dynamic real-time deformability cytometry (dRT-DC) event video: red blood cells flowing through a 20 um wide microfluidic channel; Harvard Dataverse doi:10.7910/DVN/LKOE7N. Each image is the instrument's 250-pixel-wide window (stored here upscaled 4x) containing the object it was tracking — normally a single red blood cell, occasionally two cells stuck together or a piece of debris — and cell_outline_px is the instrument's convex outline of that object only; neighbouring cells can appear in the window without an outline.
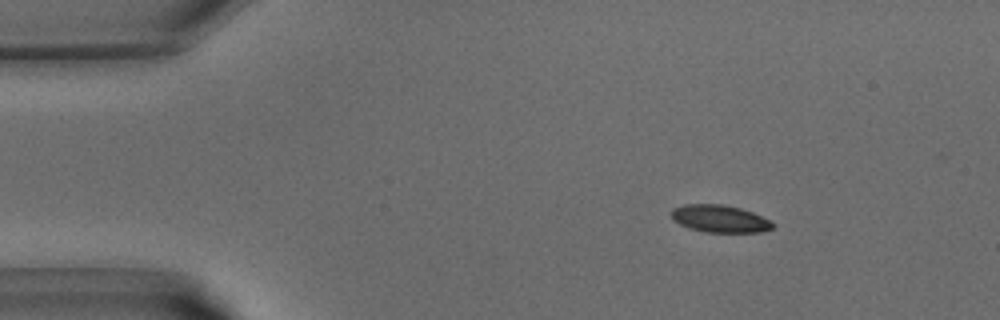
{"species": "common noctule bat (a hibernating species)", "species_latin": "Nyctalus noctula", "temperature_condition": "warm", "stored_images_in_passage": 35, "camera_frame_rate_fps": 3000, "um_per_image_px": 0.085, "animal": {"sex": "male", "body_mass_g": 15.6}, "frame": {"image": 1, "passage_image": 1, "time_ms": 0.0, "image_size_px": [1000, 320], "cell_outline_px": [[776, 224], [772, 228], [760, 232], [704, 232], [688, 228], [672, 220], [668, 212], [672, 208], [684, 204], [724, 204], [740, 208], [752, 212]], "centroid_in_image_um": [61.1, 18.58], "position_along_channel_um": 23.9, "area_um2": 16.36}}
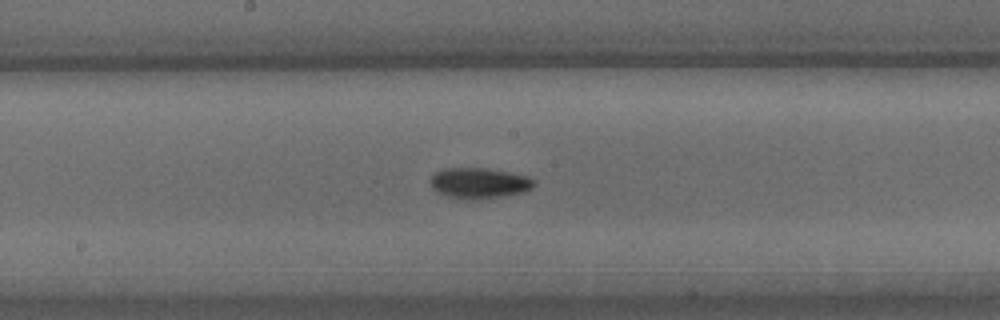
{"frame": {"image": 2, "passage_image": 16, "time_ms": 5.0, "image_size_px": [1000, 320], "cell_outline_px": [[536, 184], [532, 188], [524, 192], [500, 196], [472, 200], [456, 200], [436, 192], [432, 188], [428, 180], [436, 172], [444, 168], [488, 168], [528, 176], [536, 180]], "centroid_in_image_um": [40.69, 15.57], "position_along_channel_um": 207.5, "area_um2": 18.9}}
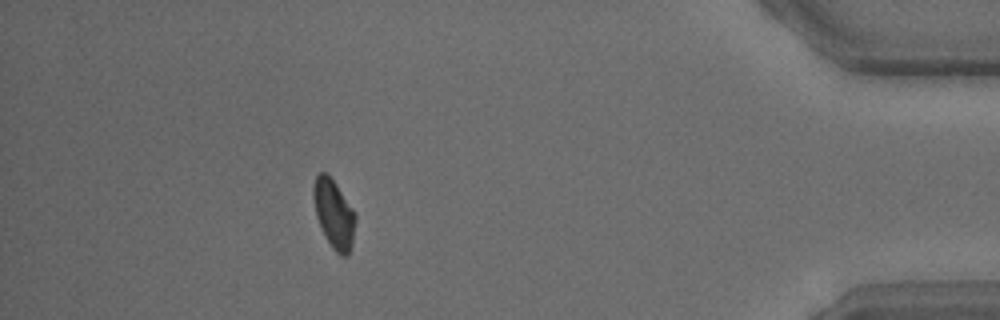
{"frame": {"image": 3, "passage_image": 31, "time_ms": 10.0, "image_size_px": [1000, 320], "cell_outline_px": [[356, 220], [352, 244], [348, 256], [340, 256], [332, 248], [316, 216], [312, 196], [312, 188], [316, 176], [320, 172], [328, 172], [356, 212]], "centroid_in_image_um": [28.39, 18.14], "position_along_channel_um": 406.8, "area_um2": 16.99}}